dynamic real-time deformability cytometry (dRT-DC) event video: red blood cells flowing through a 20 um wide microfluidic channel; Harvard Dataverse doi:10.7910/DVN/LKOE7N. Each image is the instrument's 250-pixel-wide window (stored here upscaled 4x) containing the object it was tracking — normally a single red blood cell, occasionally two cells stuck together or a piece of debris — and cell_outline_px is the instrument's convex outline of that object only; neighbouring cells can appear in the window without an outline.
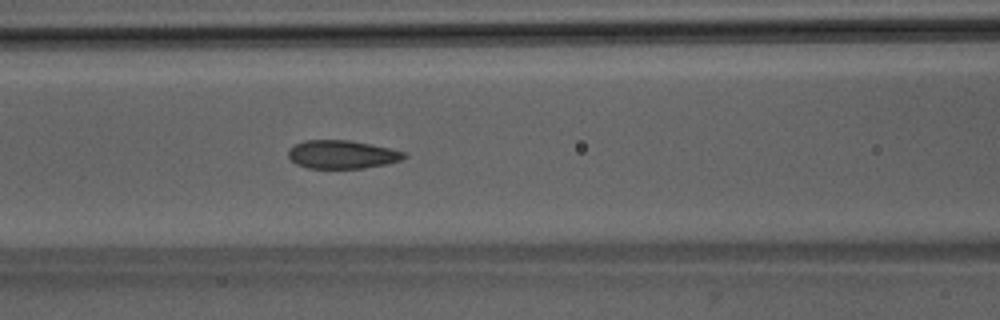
{"species": "Egyptian fruit bat (a non-hibernating species)", "species_latin": "Rousettus aegyptiacus", "temperature_condition": "room temperature", "stored_images_in_passage": 50, "camera_frame_rate_fps": 3000, "um_per_image_px": 0.085, "animal": {"sex": "male"}, "frame": {"image": 1, "passage_image": 21, "time_ms": 6.667, "image_size_px": [1000, 320], "cell_outline_px": [[408, 156], [400, 160], [388, 164], [364, 168], [308, 168], [296, 164], [288, 156], [288, 152], [296, 144], [304, 140], [348, 140], [372, 144], [404, 152]], "centroid_in_image_um": [29.09, 13.13], "position_along_channel_um": 137.5, "area_um2": 19.02}}
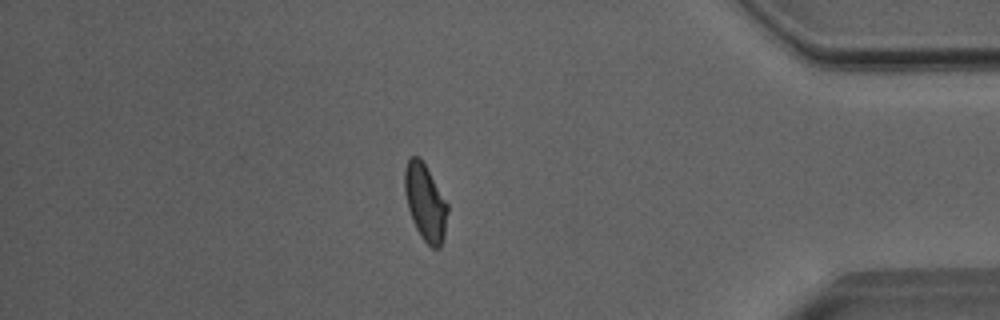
{"frame": {"image": 2, "passage_image": 43, "time_ms": 14.0, "image_size_px": [1000, 320], "cell_outline_px": [[448, 212], [444, 236], [440, 248], [432, 248], [420, 236], [412, 220], [408, 208], [404, 192], [404, 168], [408, 160], [412, 156], [420, 156], [448, 204]], "centroid_in_image_um": [36.14, 17.2], "position_along_channel_um": 399.1, "area_um2": 19.19}}
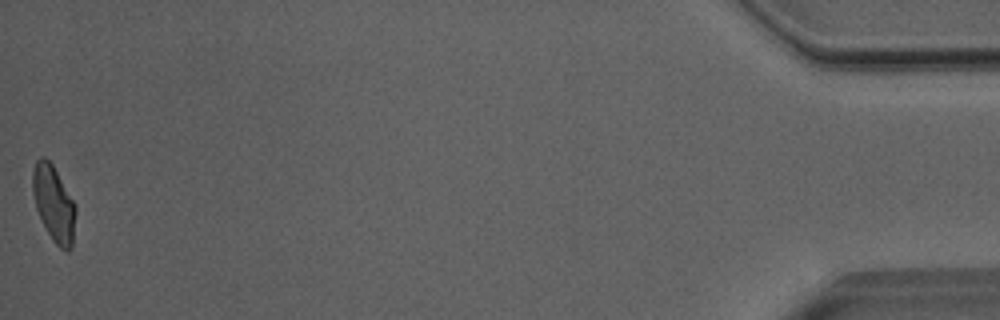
{"frame": {"image": 3, "passage_image": 50, "time_ms": 16.333, "image_size_px": [1000, 320], "cell_outline_px": [[76, 212], [72, 248], [68, 252], [64, 252], [52, 240], [36, 208], [32, 192], [32, 172], [36, 160], [40, 156], [44, 156], [52, 164], [76, 204]], "centroid_in_image_um": [4.58, 17.31], "position_along_channel_um": 430.6, "area_um2": 19.13}, "authors_computed_cell_mechanics": {"area_um2": 19.7098, "velocity_mm_per_s": 4.0341, "shape_relaxation_time_tau1_ms": 6.1378, "shape_relaxation_time_tau2_ms": 1.148, "deformation_change_tau1": 0.1521, "deformation_change_tau2": 0.0521}}